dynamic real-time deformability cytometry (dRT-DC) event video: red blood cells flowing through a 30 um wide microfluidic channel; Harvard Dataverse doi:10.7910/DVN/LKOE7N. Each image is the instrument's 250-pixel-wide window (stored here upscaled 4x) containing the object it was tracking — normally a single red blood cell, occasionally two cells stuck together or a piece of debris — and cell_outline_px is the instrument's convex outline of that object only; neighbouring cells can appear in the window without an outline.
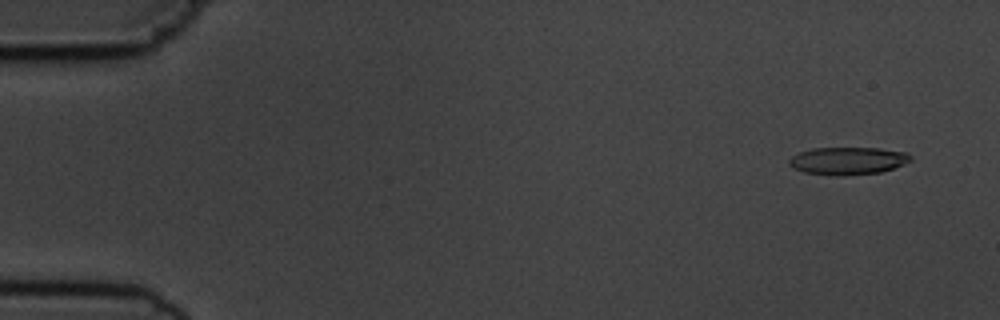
{"species": "common noctule bat (a hibernating species)", "species_latin": "Nyctalus noctula", "temperature_condition": "cold", "stored_images_in_passage": 5, "camera_frame_rate_fps": 3000, "um_per_image_px": 0.085, "animal": {"sex": "male", "body_mass_g": 19.5, "forearm_length_mm": 54.6}, "frame": {"image": 1, "passage_image": 2, "time_ms": 1.0, "image_size_px": [1000, 320], "cell_outline_px": [[912, 160], [904, 164], [880, 172], [844, 176], [836, 176], [804, 172], [792, 168], [788, 164], [788, 160], [792, 156], [800, 152], [812, 148], [880, 148], [908, 152], [912, 156]], "centroid_in_image_um": [72.07, 13.67], "position_along_channel_um": 12.9, "area_um2": 19.71}}
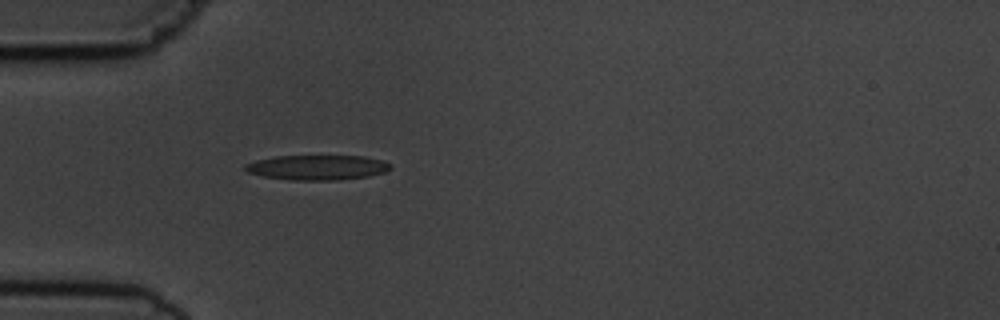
{"frame": {"image": 2, "passage_image": 5, "time_ms": 5.333, "image_size_px": [1000, 320], "cell_outline_px": [[392, 168], [384, 172], [368, 176], [340, 180], [292, 180], [264, 176], [248, 172], [244, 168], [244, 164], [256, 160], [276, 156], [364, 156], [380, 160], [392, 164]], "centroid_in_image_um": [26.98, 14.23], "position_along_channel_um": 58.0, "area_um2": 21.04}}